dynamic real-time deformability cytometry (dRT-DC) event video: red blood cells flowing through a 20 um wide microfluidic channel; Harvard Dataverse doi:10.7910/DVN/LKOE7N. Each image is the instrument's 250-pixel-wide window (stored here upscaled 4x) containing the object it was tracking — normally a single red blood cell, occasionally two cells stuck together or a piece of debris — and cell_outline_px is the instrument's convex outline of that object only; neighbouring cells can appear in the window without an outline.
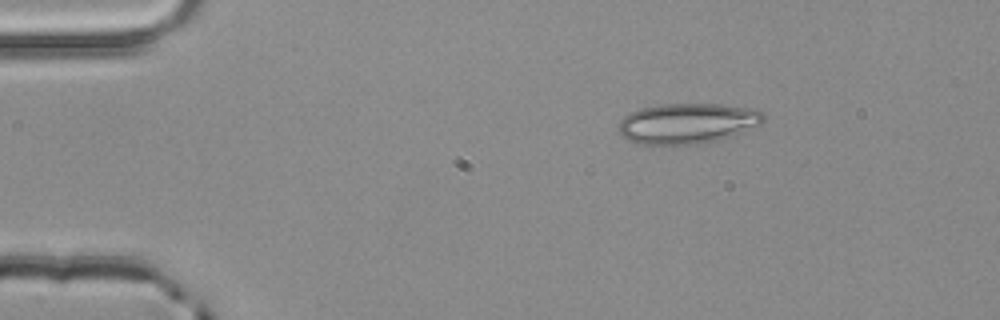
{"species": "common noctule bat (a hibernating species)", "species_latin": "Nyctalus noctula", "temperature_condition": "room temperature", "stored_images_in_passage": 3, "camera_frame_rate_fps": 3000, "um_per_image_px": 0.085, "animal": {"sex": "male", "body_mass_g": 20.4}, "frame": {"image": 1, "passage_image": 1, "time_ms": 0.0, "image_size_px": [1000, 320], "cell_outline_px": [[764, 120], [760, 124], [720, 140], [700, 144], [640, 144], [628, 140], [620, 132], [620, 120], [624, 116], [640, 108], [660, 104], [720, 104], [756, 108], [764, 112]], "centroid_in_image_um": [58.46, 10.47], "position_along_channel_um": 26.5, "area_um2": 34.1}}